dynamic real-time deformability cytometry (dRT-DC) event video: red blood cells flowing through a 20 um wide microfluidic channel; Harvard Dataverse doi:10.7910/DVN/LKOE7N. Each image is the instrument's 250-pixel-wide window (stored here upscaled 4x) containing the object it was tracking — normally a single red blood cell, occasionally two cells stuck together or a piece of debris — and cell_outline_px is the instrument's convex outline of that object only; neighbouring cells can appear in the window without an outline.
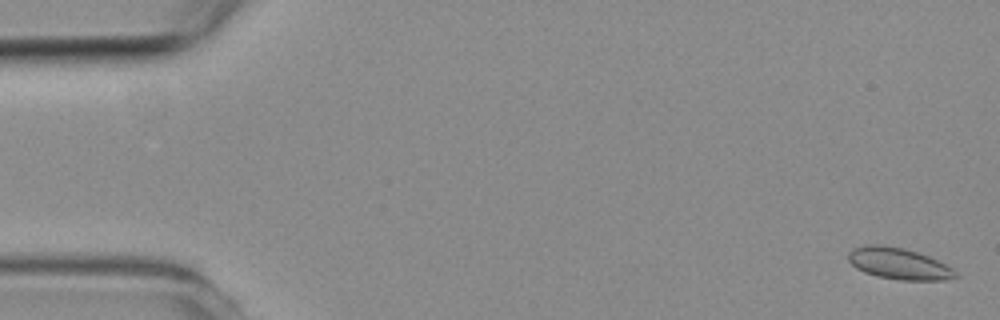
{"species": "common noctule bat (a hibernating species)", "species_latin": "Nyctalus noctula", "temperature_condition": "room temperature", "stored_images_in_passage": 3, "camera_frame_rate_fps": 3000, "um_per_image_px": 0.085, "animal": {"sex": "female", "body_mass_g": 19.3, "forearm_length_mm": 54.1}, "frame": {"image": 1, "passage_image": 3, "time_ms": 2.333, "image_size_px": [1000, 320], "cell_outline_px": [[960, 276], [944, 280], [900, 280], [876, 276], [864, 272], [856, 268], [848, 260], [848, 252], [852, 248], [868, 244], [880, 244], [904, 248], [928, 256], [952, 268]], "centroid_in_image_um": [76.36, 22.4], "position_along_channel_um": 8.6, "area_um2": 19.65}}